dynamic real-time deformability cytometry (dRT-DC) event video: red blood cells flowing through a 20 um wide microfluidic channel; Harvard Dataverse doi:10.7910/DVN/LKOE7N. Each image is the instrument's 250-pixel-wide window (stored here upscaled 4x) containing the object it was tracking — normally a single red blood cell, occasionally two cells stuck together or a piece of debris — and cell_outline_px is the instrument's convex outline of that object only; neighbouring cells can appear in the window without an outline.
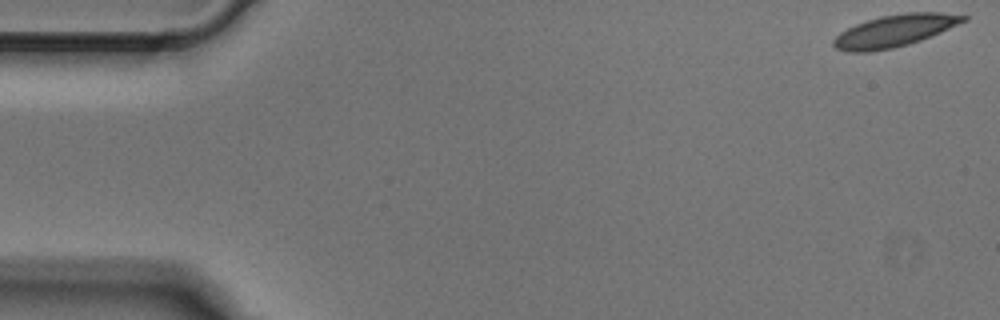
{"species": "Egyptian fruit bat (a non-hibernating species)", "species_latin": "Rousettus aegyptiacus", "temperature_condition": "cold", "stored_images_in_passage": 6, "camera_frame_rate_fps": 3000, "um_per_image_px": 0.085, "animal": {"sex": "male"}, "frame": {"image": 1, "passage_image": 1, "time_ms": 0.0, "image_size_px": [1000, 320], "cell_outline_px": [[968, 20], [940, 32], [920, 40], [908, 44], [892, 48], [868, 52], [844, 52], [836, 48], [832, 44], [832, 40], [840, 32], [856, 24], [880, 16], [908, 12], [940, 12], [968, 16]], "centroid_in_image_um": [76.02, 2.62], "position_along_channel_um": 9.0, "area_um2": 24.1}}
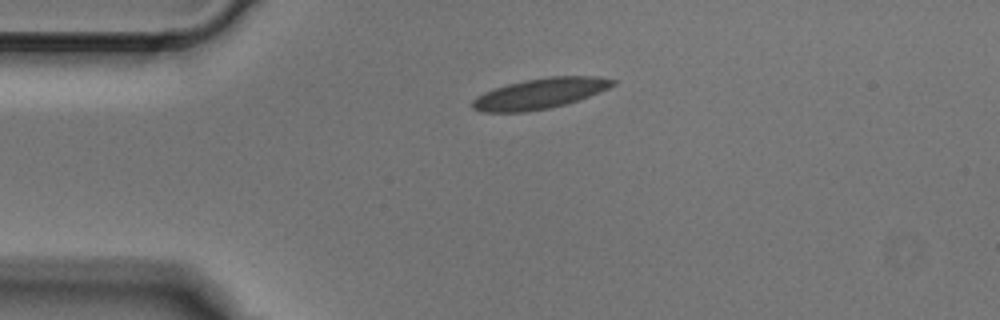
{"frame": {"image": 2, "passage_image": 4, "time_ms": 1.0, "image_size_px": [1000, 320], "cell_outline_px": [[616, 84], [608, 88], [588, 96], [564, 104], [548, 108], [524, 112], [480, 112], [472, 108], [472, 100], [476, 96], [484, 92], [508, 84], [524, 80], [548, 76], [600, 76], [616, 80]], "centroid_in_image_um": [45.87, 7.94], "position_along_channel_um": 39.1, "area_um2": 24.8}}
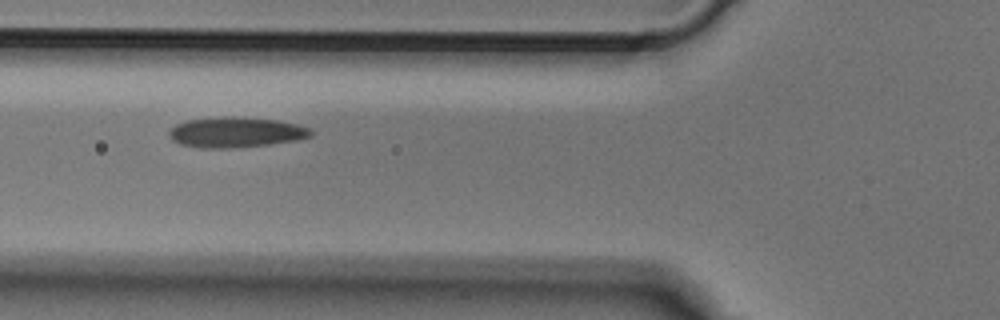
{"frame": {"image": 3, "passage_image": 6, "time_ms": 1.667, "image_size_px": [1000, 320], "cell_outline_px": [[312, 136], [300, 140], [272, 144], [240, 148], [196, 148], [180, 144], [172, 140], [168, 136], [168, 132], [176, 124], [188, 120], [276, 120], [296, 124], [312, 128]], "centroid_in_image_um": [20.09, 11.33], "position_along_channel_um": 105.7, "area_um2": 24.1}}